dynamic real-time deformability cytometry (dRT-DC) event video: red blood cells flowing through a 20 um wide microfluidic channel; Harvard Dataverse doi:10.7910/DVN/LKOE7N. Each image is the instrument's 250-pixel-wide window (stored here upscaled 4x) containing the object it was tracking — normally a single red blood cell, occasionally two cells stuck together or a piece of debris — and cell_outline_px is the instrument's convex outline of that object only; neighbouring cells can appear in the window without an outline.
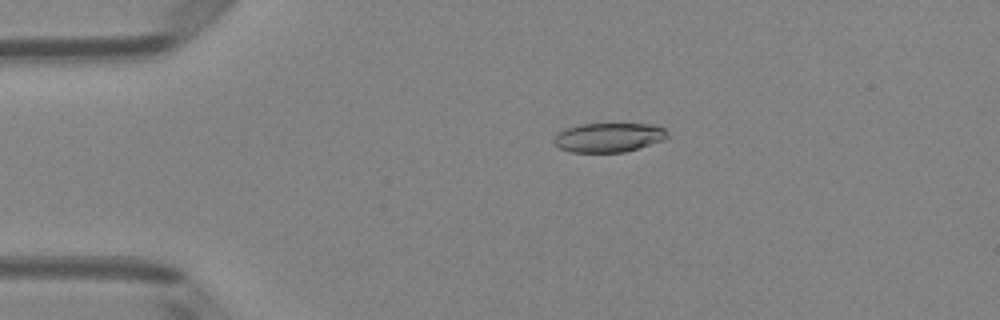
{"species": "Egyptian fruit bat (a non-hibernating species)", "species_latin": "Rousettus aegyptiacus", "temperature_condition": "room temperature", "stored_images_in_passage": 50, "camera_frame_rate_fps": 3000, "um_per_image_px": 0.085, "animal": {"sex": "female"}, "frame": {"image": 1, "passage_image": 10, "time_ms": 3.0, "image_size_px": [1000, 320], "cell_outline_px": [[668, 136], [664, 140], [624, 152], [572, 152], [560, 148], [552, 140], [564, 128], [580, 124], [652, 124], [664, 128], [668, 132]], "centroid_in_image_um": [51.75, 11.67], "position_along_channel_um": 33.3, "area_um2": 19.25}}
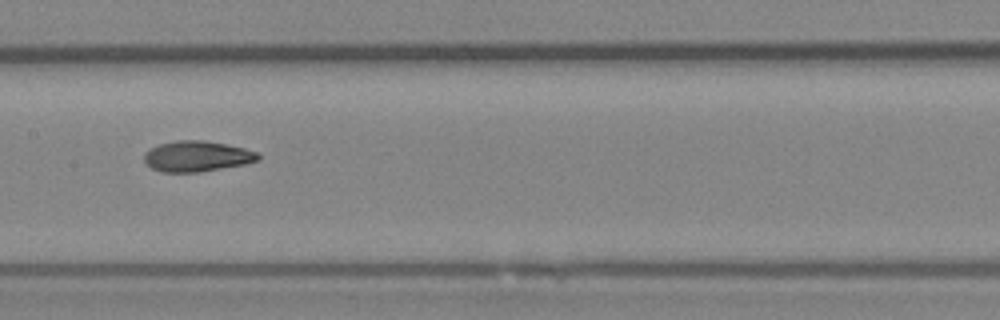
{"frame": {"image": 2, "passage_image": 25, "time_ms": 8.0, "image_size_px": [1000, 320], "cell_outline_px": [[260, 160], [244, 164], [200, 172], [160, 172], [152, 168], [144, 160], [144, 152], [148, 148], [160, 144], [176, 140], [204, 140], [244, 148], [260, 152]], "centroid_in_image_um": [16.74, 13.28], "position_along_channel_um": 190.7, "area_um2": 20.46}}
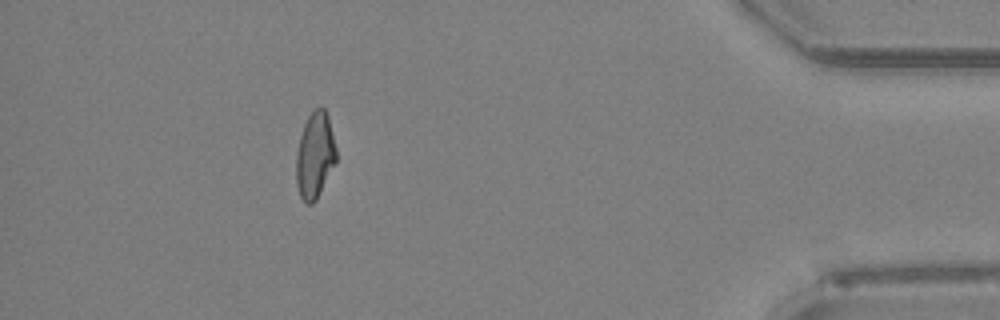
{"frame": {"image": 3, "passage_image": 45, "time_ms": 14.667, "image_size_px": [1000, 320], "cell_outline_px": [[336, 160], [316, 200], [312, 204], [308, 204], [300, 196], [296, 184], [296, 152], [300, 136], [304, 124], [312, 108], [324, 108], [328, 116], [336, 148]], "centroid_in_image_um": [26.75, 13.18], "position_along_channel_um": 408.5, "area_um2": 19.94}, "authors_computed_cell_mechanics": {"area_um2": 20.4323, "velocity_mm_per_s": 4.041, "shape_relaxation_time_tau1_ms": 8.4152, "shape_relaxation_time_tau2_ms": 2.8272, "deformation_change_tau1": 0.2012, "deformation_change_tau2": 0.0896}}